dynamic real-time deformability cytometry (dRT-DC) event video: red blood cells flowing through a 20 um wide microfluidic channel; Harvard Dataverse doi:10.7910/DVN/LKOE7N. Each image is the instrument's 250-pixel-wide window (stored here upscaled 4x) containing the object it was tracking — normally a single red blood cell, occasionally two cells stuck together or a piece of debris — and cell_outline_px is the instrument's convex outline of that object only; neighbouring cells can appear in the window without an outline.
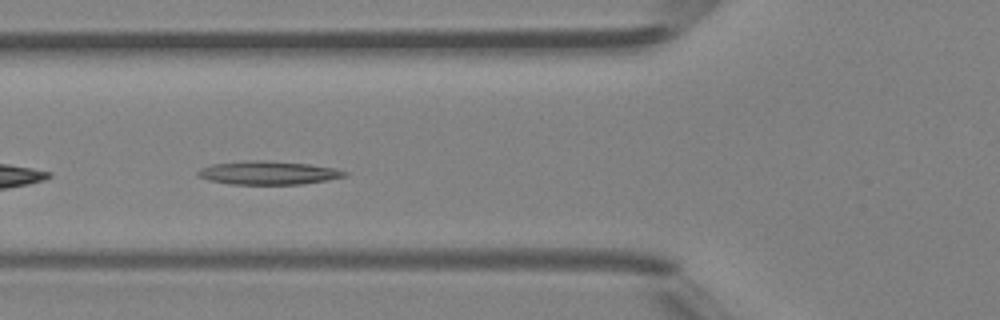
{"species": "Egyptian fruit bat (a non-hibernating species)", "species_latin": "Rousettus aegyptiacus", "temperature_condition": "room temperature", "stored_images_in_passage": 43, "camera_frame_rate_fps": 3000, "um_per_image_px": 0.085, "animal": {"sex": "female"}, "frame": {"image": 1, "passage_image": 14, "time_ms": 4.333, "image_size_px": [1000, 320], "cell_outline_px": [[348, 172], [344, 176], [328, 180], [300, 184], [232, 184], [208, 180], [196, 176], [196, 172], [200, 168], [212, 164], [244, 160], [268, 160], [308, 164], [336, 168]], "centroid_in_image_um": [22.75, 14.68], "position_along_channel_um": 103.0, "area_um2": 20.17}}
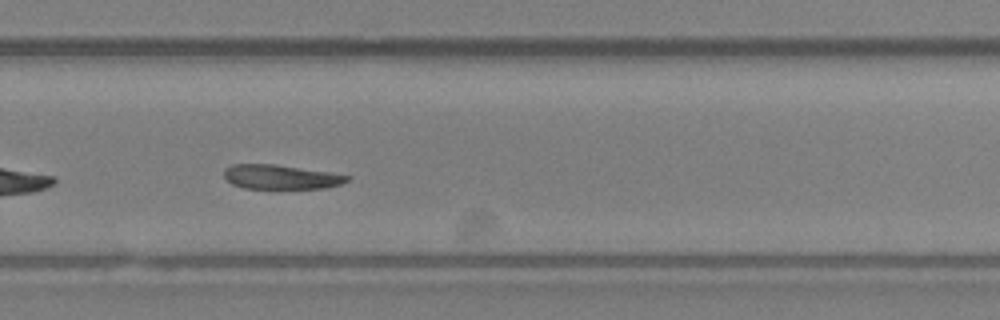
{"frame": {"image": 2, "passage_image": 28, "time_ms": 9.0, "image_size_px": [1000, 320], "cell_outline_px": [[352, 176], [348, 180], [340, 184], [328, 188], [244, 188], [232, 184], [224, 176], [224, 168], [232, 164], [276, 164], [328, 172]], "centroid_in_image_um": [23.86, 15.03], "position_along_channel_um": 305.9, "area_um2": 17.4}}
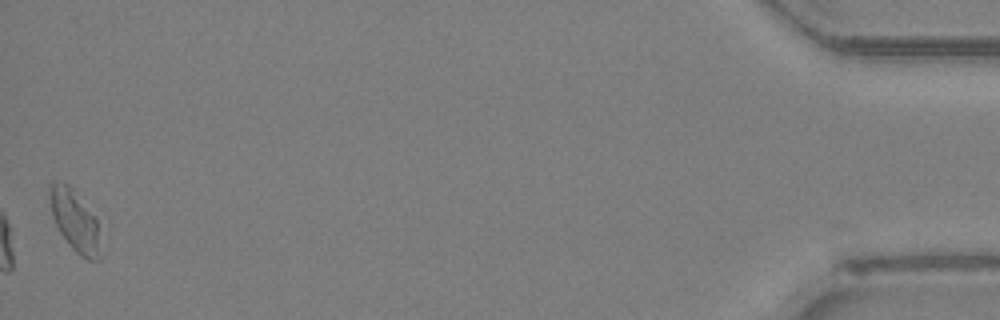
{"frame": {"image": 3, "passage_image": 43, "time_ms": 14.0, "image_size_px": [1000, 320], "cell_outline_px": [[100, 260], [88, 260], [80, 256], [72, 248], [60, 232], [52, 216], [48, 192], [52, 184], [60, 180], [68, 184], [72, 188], [96, 220], [100, 256]], "centroid_in_image_um": [6.32, 18.77], "position_along_channel_um": 428.9, "area_um2": 17.57}}